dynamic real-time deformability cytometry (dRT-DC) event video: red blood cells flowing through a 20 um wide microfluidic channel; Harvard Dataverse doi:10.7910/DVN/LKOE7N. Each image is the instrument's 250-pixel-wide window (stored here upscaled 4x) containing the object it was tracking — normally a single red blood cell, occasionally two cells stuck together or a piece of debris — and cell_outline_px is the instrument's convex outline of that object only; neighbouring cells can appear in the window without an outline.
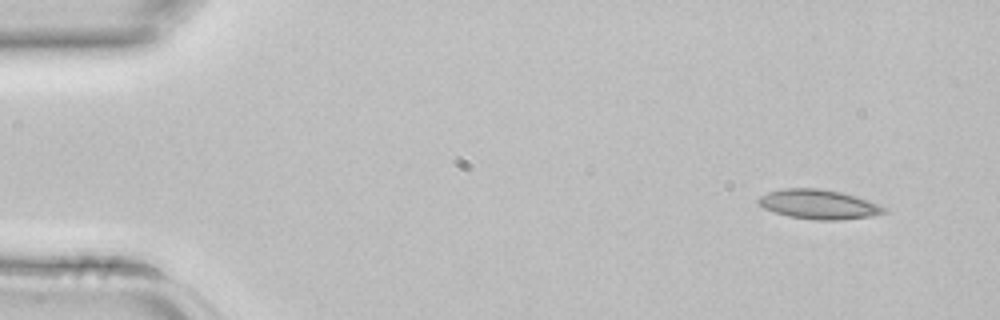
{"species": "common noctule bat (a hibernating species)", "species_latin": "Nyctalus noctula", "temperature_condition": "room temperature", "stored_images_in_passage": 3, "camera_frame_rate_fps": 3000, "um_per_image_px": 0.085, "animal": {"sex": "female", "body_mass_g": 22.7, "forearm_length_mm": 54.2}, "frame": {"image": 1, "passage_image": 1, "time_ms": 0.0, "image_size_px": [1000, 320], "cell_outline_px": [[888, 212], [872, 216], [840, 220], [816, 220], [788, 216], [764, 208], [756, 200], [760, 196], [768, 192], [784, 188], [820, 188], [840, 192], [856, 196], [880, 204], [888, 208]], "centroid_in_image_um": [69.64, 17.37], "position_along_channel_um": 15.4, "area_um2": 21.68}}
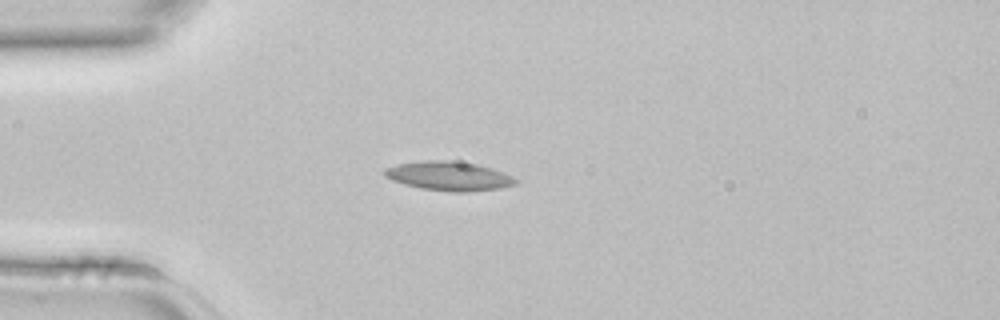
{"frame": {"image": 2, "passage_image": 3, "time_ms": 0.667, "image_size_px": [1000, 320], "cell_outline_px": [[520, 180], [516, 184], [500, 188], [468, 192], [452, 192], [420, 188], [404, 184], [392, 180], [384, 176], [384, 168], [400, 164], [424, 160], [452, 160], [476, 164], [492, 168], [504, 172]], "centroid_in_image_um": [38.19, 14.96], "position_along_channel_um": 46.8, "area_um2": 22.37}}